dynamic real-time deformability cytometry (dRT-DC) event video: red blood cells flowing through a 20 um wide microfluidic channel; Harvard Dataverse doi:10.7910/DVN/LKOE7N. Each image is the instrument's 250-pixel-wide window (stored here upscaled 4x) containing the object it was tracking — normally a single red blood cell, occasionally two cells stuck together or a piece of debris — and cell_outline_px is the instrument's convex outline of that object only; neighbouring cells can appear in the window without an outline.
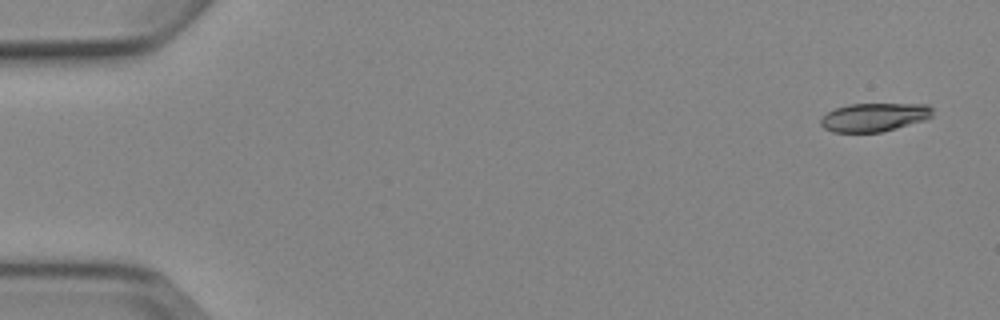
{"species": "Egyptian fruit bat (a non-hibernating species)", "species_latin": "Rousettus aegyptiacus", "temperature_condition": "cold", "stored_images_in_passage": 8, "camera_frame_rate_fps": 3000, "um_per_image_px": 0.085, "animal": {"sex": "female"}, "frame": {"image": 1, "passage_image": 1, "time_ms": 0.0, "image_size_px": [1000, 320], "cell_outline_px": [[932, 116], [924, 120], [896, 128], [880, 132], [832, 132], [824, 128], [820, 124], [820, 120], [828, 112], [836, 108], [848, 104], [928, 104], [932, 108]], "centroid_in_image_um": [74.3, 9.96], "position_along_channel_um": 10.7, "area_um2": 18.44}}
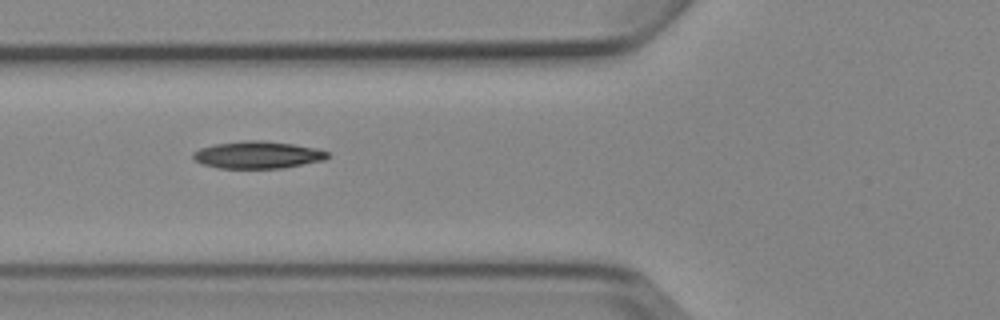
{"frame": {"image": 2, "passage_image": 6, "time_ms": 6.0, "image_size_px": [1000, 320], "cell_outline_px": [[328, 156], [324, 160], [284, 168], [216, 168], [200, 164], [192, 156], [192, 152], [200, 148], [216, 144], [244, 140], [260, 140], [292, 144], [316, 148], [328, 152]], "centroid_in_image_um": [21.87, 13.17], "position_along_channel_um": 103.9, "area_um2": 21.33}}
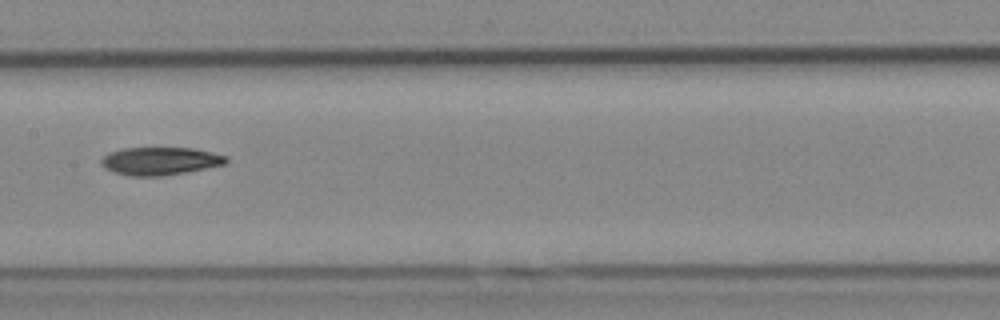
{"frame": {"image": 3, "passage_image": 8, "time_ms": 8.333, "image_size_px": [1000, 320], "cell_outline_px": [[228, 160], [224, 164], [184, 172], [160, 176], [132, 176], [112, 172], [104, 168], [100, 164], [100, 160], [108, 152], [124, 148], [192, 148], [212, 152], [228, 156]], "centroid_in_image_um": [13.56, 13.68], "position_along_channel_um": 193.8, "area_um2": 20.23}}